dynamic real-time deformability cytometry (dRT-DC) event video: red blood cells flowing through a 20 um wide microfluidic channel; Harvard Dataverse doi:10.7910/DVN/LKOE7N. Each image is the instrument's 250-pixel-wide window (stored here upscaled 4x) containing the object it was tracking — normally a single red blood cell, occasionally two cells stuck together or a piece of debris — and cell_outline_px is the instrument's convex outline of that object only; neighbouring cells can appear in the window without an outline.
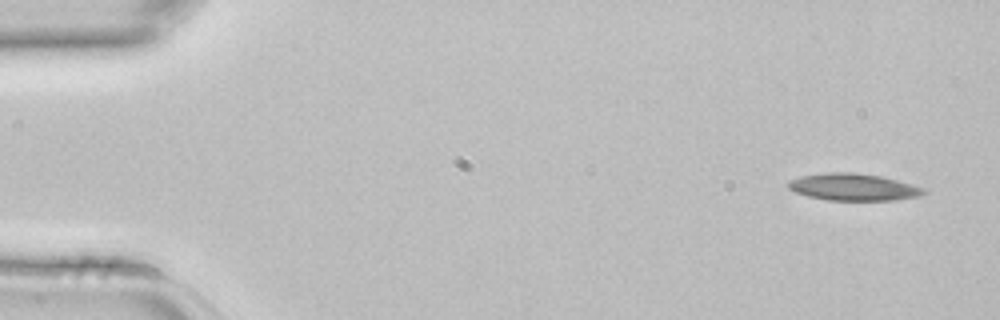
{"species": "common noctule bat (a hibernating species)", "species_latin": "Nyctalus noctula", "temperature_condition": "room temperature", "stored_images_in_passage": 4, "camera_frame_rate_fps": 3000, "um_per_image_px": 0.085, "animal": {"sex": "female", "body_mass_g": 22.7, "forearm_length_mm": 54.2}, "frame": {"image": 1, "passage_image": 1, "time_ms": 0.0, "image_size_px": [1000, 320], "cell_outline_px": [[928, 192], [920, 196], [896, 200], [828, 200], [808, 196], [796, 192], [788, 188], [788, 180], [800, 176], [828, 172], [856, 172], [880, 176], [912, 184], [924, 188]], "centroid_in_image_um": [72.55, 15.9], "position_along_channel_um": 12.5, "area_um2": 21.39}}